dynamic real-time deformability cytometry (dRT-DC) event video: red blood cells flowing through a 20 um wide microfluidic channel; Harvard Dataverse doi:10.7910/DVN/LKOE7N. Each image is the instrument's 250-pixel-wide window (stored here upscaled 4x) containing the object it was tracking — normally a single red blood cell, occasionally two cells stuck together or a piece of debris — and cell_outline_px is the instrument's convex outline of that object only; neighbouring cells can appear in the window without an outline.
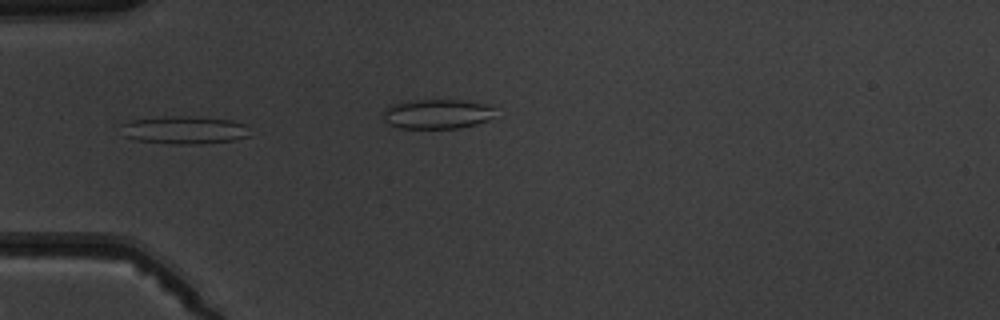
{"species": "common noctule bat (a hibernating species)", "species_latin": "Nyctalus noctula", "temperature_condition": "warm", "stored_images_in_passage": 5, "camera_frame_rate_fps": 3000, "um_per_image_px": 0.085, "animal": {"sex": "male", "body_mass_g": 19.5, "forearm_length_mm": 54.6}, "frame": {"image": 1, "passage_image": 3, "time_ms": 2.333, "image_size_px": [1000, 320], "cell_outline_px": [[248, 136], [232, 140], [200, 144], [172, 144], [136, 140], [124, 136], [120, 124], [132, 120], [164, 116], [200, 116], [232, 120], [244, 124]], "centroid_in_image_um": [15.62, 11.04], "position_along_channel_um": 69.4, "area_um2": 20.92}}
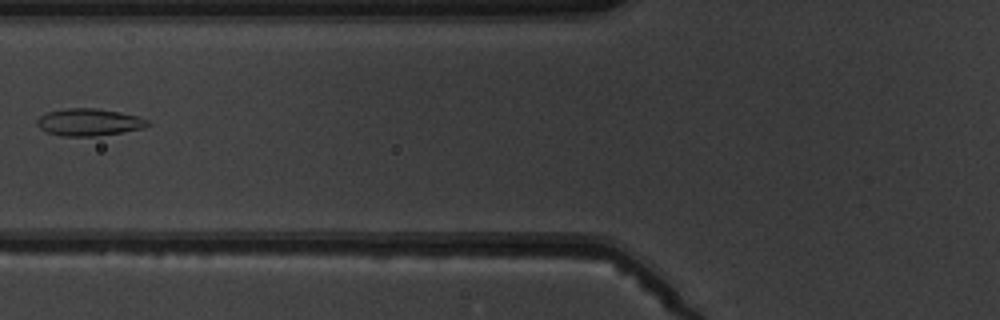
{"frame": {"image": 2, "passage_image": 5, "time_ms": 4.667, "image_size_px": [1000, 320], "cell_outline_px": [[152, 124], [144, 128], [120, 132], [92, 136], [64, 136], [48, 132], [40, 128], [36, 124], [36, 120], [40, 116], [48, 112], [64, 108], [96, 108], [120, 112], [136, 116], [148, 120]], "centroid_in_image_um": [7.56, 10.37], "position_along_channel_um": 118.2, "area_um2": 17.4}}